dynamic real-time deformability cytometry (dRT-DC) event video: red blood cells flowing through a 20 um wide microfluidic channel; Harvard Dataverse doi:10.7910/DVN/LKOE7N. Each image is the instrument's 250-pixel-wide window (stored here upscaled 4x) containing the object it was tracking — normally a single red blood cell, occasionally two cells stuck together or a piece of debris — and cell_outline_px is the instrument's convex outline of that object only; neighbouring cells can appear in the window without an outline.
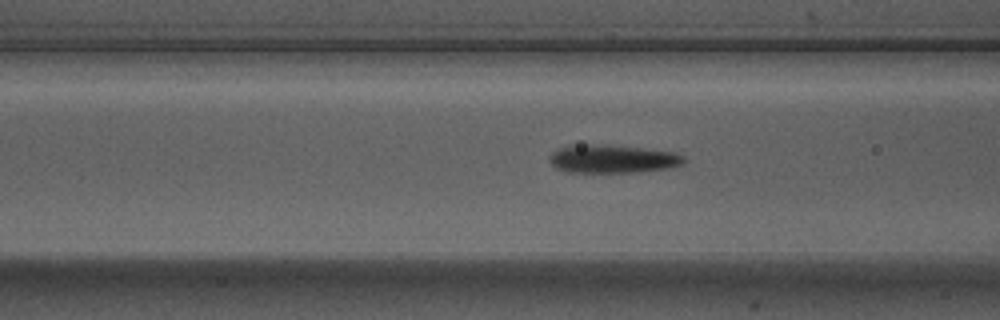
{"species": "Egyptian fruit bat (a non-hibernating species)", "species_latin": "Rousettus aegyptiacus", "temperature_condition": "warm", "stored_images_in_passage": 13, "camera_frame_rate_fps": 3000, "um_per_image_px": 0.085, "animal": {"sex": "male"}, "frame": {"image": 1, "passage_image": 10, "time_ms": 3.0, "image_size_px": [1000, 320], "cell_outline_px": [[688, 160], [684, 164], [672, 168], [640, 172], [564, 172], [556, 168], [552, 164], [548, 156], [552, 152], [568, 144], [592, 144], [640, 148], [672, 152], [684, 156]], "centroid_in_image_um": [52.07, 13.51], "position_along_channel_um": 114.5, "area_um2": 22.31}}